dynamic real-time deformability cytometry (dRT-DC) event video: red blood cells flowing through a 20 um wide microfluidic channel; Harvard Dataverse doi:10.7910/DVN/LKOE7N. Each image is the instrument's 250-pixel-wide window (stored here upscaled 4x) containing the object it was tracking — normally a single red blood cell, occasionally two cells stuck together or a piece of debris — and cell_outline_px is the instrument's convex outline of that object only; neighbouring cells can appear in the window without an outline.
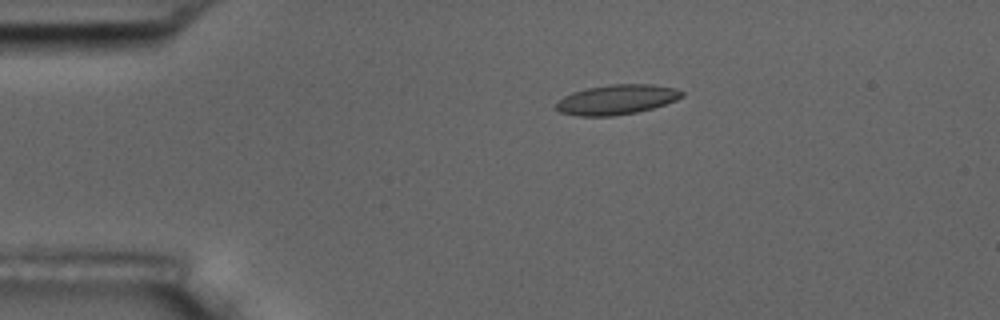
{"species": "common noctule bat (a hibernating species)", "species_latin": "Nyctalus noctula", "temperature_condition": "room temperature", "stored_images_in_passage": 9, "camera_frame_rate_fps": 3000, "um_per_image_px": 0.085, "animal": {"sex": "male", "body_mass_g": 17.5, "forearm_length_mm": 52.3}, "frame": {"image": 1, "passage_image": 3, "time_ms": 0.667, "image_size_px": [1000, 320], "cell_outline_px": [[684, 96], [676, 100], [652, 108], [636, 112], [612, 116], [580, 116], [560, 112], [552, 108], [564, 96], [572, 92], [588, 88], [612, 84], [652, 84], [676, 88], [684, 92]], "centroid_in_image_um": [52.42, 8.46], "position_along_channel_um": 32.6, "area_um2": 21.85}}
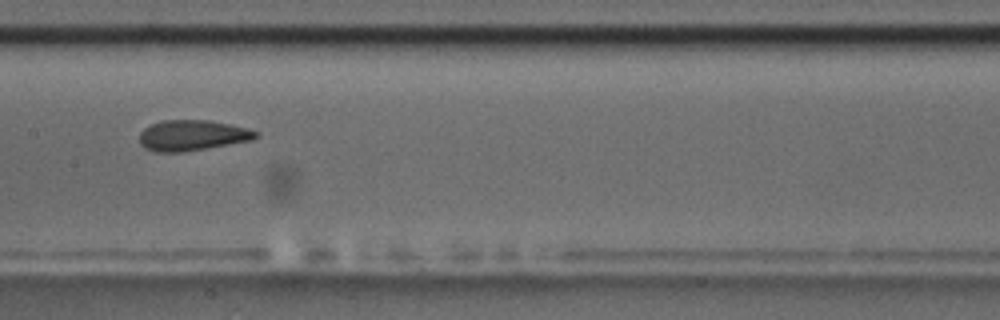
{"frame": {"image": 2, "passage_image": 8, "time_ms": 2.333, "image_size_px": [1000, 320], "cell_outline_px": [[260, 136], [252, 140], [184, 152], [156, 152], [144, 148], [140, 144], [140, 132], [144, 128], [160, 120], [208, 120], [248, 128], [260, 132]], "centroid_in_image_um": [16.35, 11.51], "position_along_channel_um": 191.1, "area_um2": 20.87}}
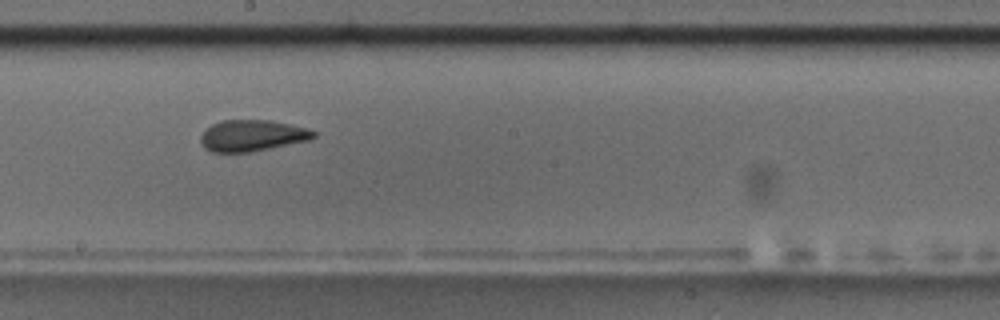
{"frame": {"image": 3, "passage_image": 9, "time_ms": 2.667, "image_size_px": [1000, 320], "cell_outline_px": [[316, 136], [308, 140], [252, 152], [212, 152], [204, 148], [200, 144], [200, 136], [204, 128], [220, 120], [268, 120], [288, 124], [304, 128], [316, 132]], "centroid_in_image_um": [21.35, 11.53], "position_along_channel_um": 226.9, "area_um2": 20.63}}